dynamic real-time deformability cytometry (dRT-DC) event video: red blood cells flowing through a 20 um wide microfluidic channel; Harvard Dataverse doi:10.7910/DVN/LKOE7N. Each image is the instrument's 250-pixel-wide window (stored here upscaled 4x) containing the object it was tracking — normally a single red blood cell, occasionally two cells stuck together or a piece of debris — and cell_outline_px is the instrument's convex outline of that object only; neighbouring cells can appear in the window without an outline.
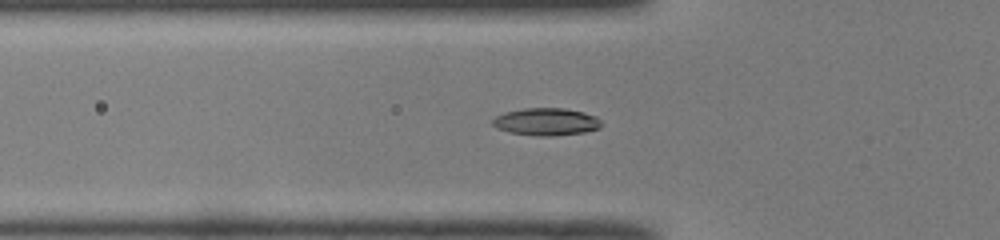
{"species": "common noctule bat (a hibernating species)", "species_latin": "Nyctalus noctula", "temperature_condition": "room temperature", "stored_images_in_passage": 39, "segment_of_instrument_passage": [1, 2], "camera_frame_rate_fps": 3000, "um_per_image_px": 0.085, "animal": {"sex": "male", "body_mass_g": 19.0, "forearm_length_mm": 50.8}, "frame": {"image": 1, "passage_image": 5, "time_ms": 1.333, "image_size_px": [1000, 240], "cell_outline_px": [[604, 124], [600, 128], [584, 132], [552, 136], [536, 136], [508, 132], [496, 128], [492, 124], [492, 120], [496, 116], [504, 112], [524, 108], [564, 108], [584, 112], [596, 116]], "centroid_in_image_um": [46.43, 10.35], "position_along_channel_um": 79.4, "area_um2": 17.57}}
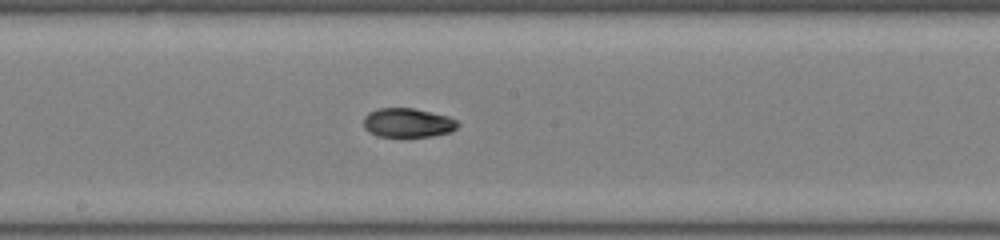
{"frame": {"image": 2, "passage_image": 15, "time_ms": 4.667, "image_size_px": [1000, 240], "cell_outline_px": [[460, 124], [452, 132], [432, 136], [376, 136], [368, 132], [364, 128], [364, 116], [368, 112], [376, 108], [412, 108], [432, 112], [448, 116], [456, 120]], "centroid_in_image_um": [34.65, 10.43], "position_along_channel_um": 213.6, "area_um2": 16.13}}
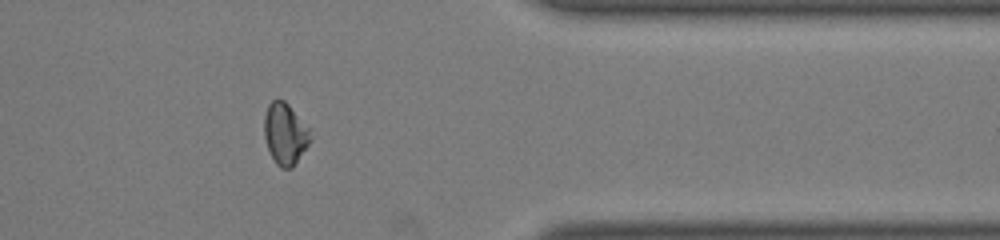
{"frame": {"image": 3, "passage_image": 29, "time_ms": 9.333, "image_size_px": [1000, 240], "cell_outline_px": [[312, 128], [308, 144], [292, 168], [280, 168], [276, 164], [268, 148], [264, 136], [264, 116], [268, 104], [276, 96], [284, 100]], "centroid_in_image_um": [24.24, 11.31], "position_along_channel_um": 387.2, "area_um2": 16.76}}